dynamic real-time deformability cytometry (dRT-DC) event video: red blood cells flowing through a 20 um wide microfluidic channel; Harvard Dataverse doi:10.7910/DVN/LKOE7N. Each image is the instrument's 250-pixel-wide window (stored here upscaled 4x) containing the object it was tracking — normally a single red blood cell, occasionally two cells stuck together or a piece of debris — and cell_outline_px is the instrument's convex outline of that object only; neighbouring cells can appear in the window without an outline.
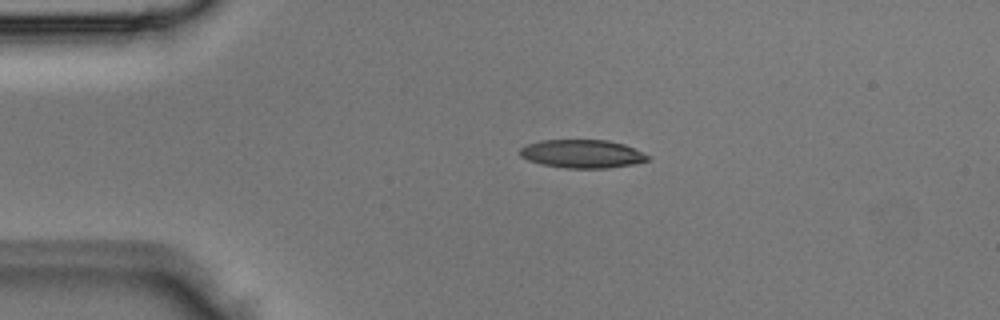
{"species": "Egyptian fruit bat (a non-hibernating species)", "species_latin": "Rousettus aegyptiacus", "temperature_condition": "room temperature", "stored_images_in_passage": 5, "segment_of_instrument_passage": [1, 2], "camera_frame_rate_fps": 3000, "um_per_image_px": 0.085, "animal": {"sex": "male"}, "frame": {"image": 1, "passage_image": 3, "time_ms": 0.667, "image_size_px": [1000, 320], "cell_outline_px": [[652, 160], [636, 164], [608, 168], [564, 168], [544, 164], [528, 160], [520, 156], [520, 148], [524, 144], [540, 140], [608, 140], [624, 144], [652, 156]], "centroid_in_image_um": [49.53, 13.07], "position_along_channel_um": 35.5, "area_um2": 21.39}}